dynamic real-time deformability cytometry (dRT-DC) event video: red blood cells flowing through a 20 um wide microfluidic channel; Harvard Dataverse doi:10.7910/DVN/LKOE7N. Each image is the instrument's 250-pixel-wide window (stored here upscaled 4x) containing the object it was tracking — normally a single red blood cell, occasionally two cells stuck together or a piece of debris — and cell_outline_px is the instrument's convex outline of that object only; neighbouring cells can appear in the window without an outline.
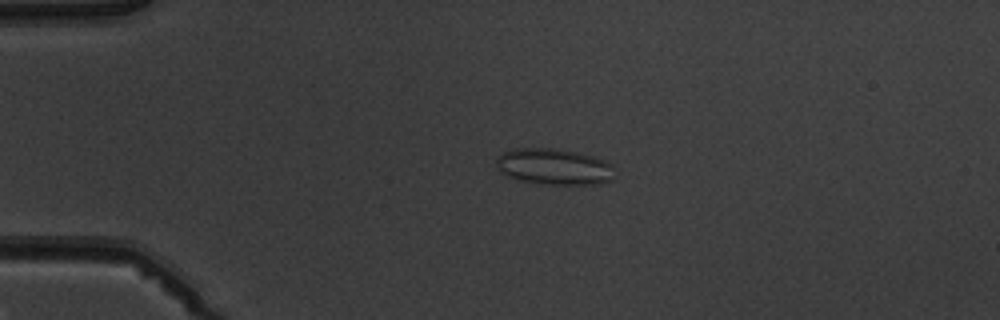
{"species": "common noctule bat (a hibernating species)", "species_latin": "Nyctalus noctula", "temperature_condition": "warm", "stored_images_in_passage": 5, "camera_frame_rate_fps": 3000, "um_per_image_px": 0.085, "animal": {"sex": "male", "body_mass_g": 19.5, "forearm_length_mm": 54.6}, "frame": {"image": 1, "passage_image": 4, "time_ms": 3.333, "image_size_px": [1000, 320], "cell_outline_px": [[612, 180], [600, 184], [540, 184], [520, 180], [508, 176], [500, 172], [496, 168], [496, 156], [500, 152], [512, 148], [552, 148], [576, 152], [596, 156], [612, 164]], "centroid_in_image_um": [47.04, 14.15], "position_along_channel_um": 38.0, "area_um2": 25.26}}